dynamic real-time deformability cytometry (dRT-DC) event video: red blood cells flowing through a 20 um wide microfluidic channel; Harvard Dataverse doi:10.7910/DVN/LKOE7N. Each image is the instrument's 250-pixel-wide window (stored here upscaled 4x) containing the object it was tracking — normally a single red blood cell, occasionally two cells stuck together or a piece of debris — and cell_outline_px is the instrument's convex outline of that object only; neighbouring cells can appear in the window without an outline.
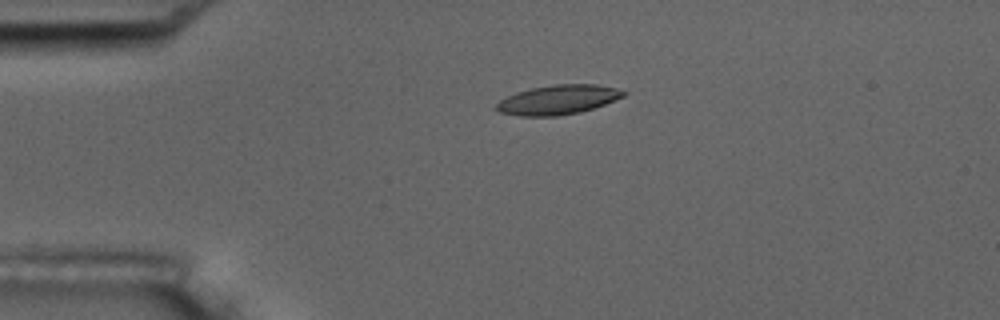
{"species": "common noctule bat (a hibernating species)", "species_latin": "Nyctalus noctula", "temperature_condition": "room temperature", "stored_images_in_passage": 2, "camera_frame_rate_fps": 3000, "um_per_image_px": 0.085, "animal": {"sex": "male", "body_mass_g": 17.5, "forearm_length_mm": 52.3}, "frame": {"image": 1, "passage_image": 1, "time_ms": 0.0, "image_size_px": [1000, 320], "cell_outline_px": [[628, 92], [624, 96], [604, 104], [580, 112], [556, 116], [520, 116], [500, 112], [492, 108], [500, 100], [516, 92], [532, 88], [552, 84], [596, 84], [616, 88]], "centroid_in_image_um": [47.41, 8.47], "position_along_channel_um": 37.6, "area_um2": 21.79}}